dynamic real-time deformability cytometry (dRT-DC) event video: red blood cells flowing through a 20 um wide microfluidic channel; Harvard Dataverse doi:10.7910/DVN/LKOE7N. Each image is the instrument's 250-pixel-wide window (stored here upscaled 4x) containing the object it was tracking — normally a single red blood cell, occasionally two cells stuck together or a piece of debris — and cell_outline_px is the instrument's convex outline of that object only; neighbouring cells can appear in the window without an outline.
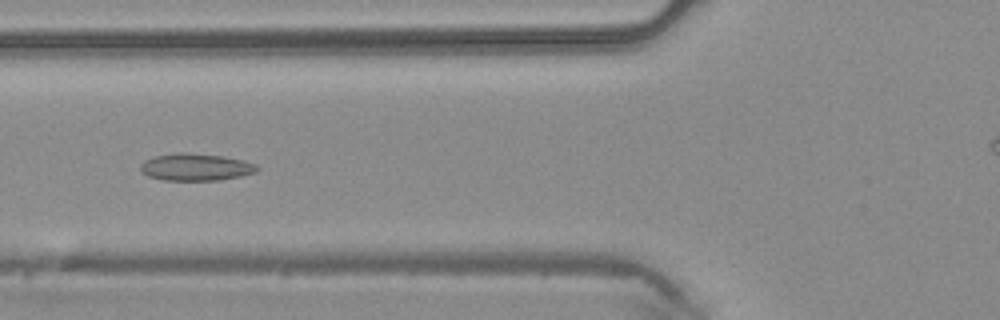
{"species": "common noctule bat (a hibernating species)", "species_latin": "Nyctalus noctula", "temperature_condition": "warm", "stored_images_in_passage": 36, "camera_frame_rate_fps": 3000, "um_per_image_px": 0.085, "animal": {"sex": "male", "body_mass_g": 20.4}, "frame": {"image": 1, "passage_image": 12, "time_ms": 3.667, "image_size_px": [1000, 320], "cell_outline_px": [[260, 168], [256, 172], [240, 176], [220, 180], [164, 180], [148, 176], [140, 172], [140, 164], [144, 160], [152, 156], [180, 152], [188, 152], [224, 156], [244, 160], [256, 164]], "centroid_in_image_um": [16.62, 14.19], "position_along_channel_um": 109.2, "area_um2": 18.73}}
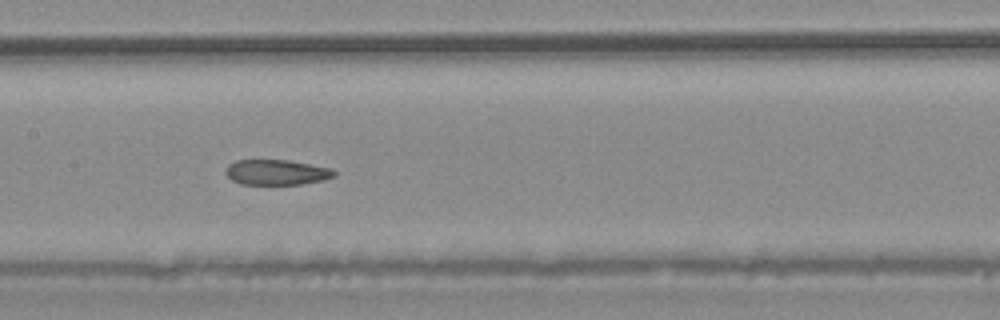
{"frame": {"image": 2, "passage_image": 17, "time_ms": 5.333, "image_size_px": [1000, 320], "cell_outline_px": [[336, 176], [324, 180], [300, 184], [244, 184], [232, 180], [224, 172], [228, 164], [236, 160], [288, 160], [328, 168], [336, 172]], "centroid_in_image_um": [23.48, 14.64], "position_along_channel_um": 183.9, "area_um2": 15.84}}
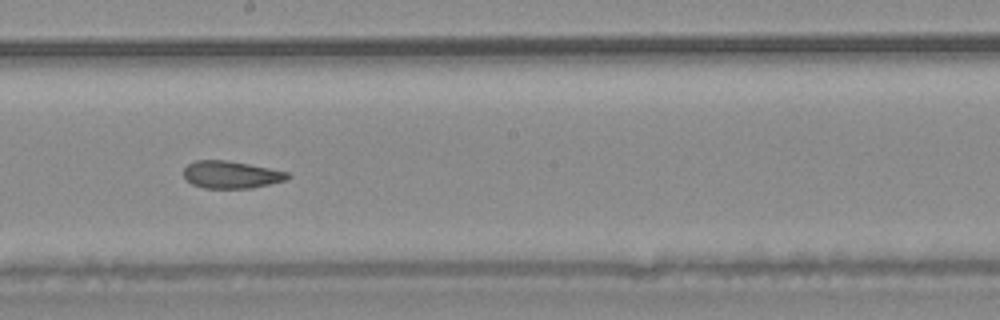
{"frame": {"image": 3, "passage_image": 20, "time_ms": 6.333, "image_size_px": [1000, 320], "cell_outline_px": [[292, 176], [284, 180], [252, 188], [204, 188], [192, 184], [184, 176], [184, 168], [188, 164], [196, 160], [228, 160], [288, 172]], "centroid_in_image_um": [19.63, 14.84], "position_along_channel_um": 228.6, "area_um2": 16.42}}